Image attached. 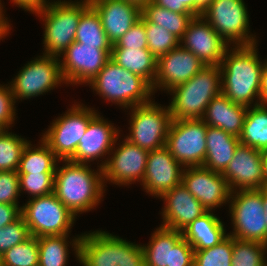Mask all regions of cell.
I'll return each instance as SVG.
<instances>
[{
	"label": "cell",
	"mask_w": 267,
	"mask_h": 266,
	"mask_svg": "<svg viewBox=\"0 0 267 266\" xmlns=\"http://www.w3.org/2000/svg\"><path fill=\"white\" fill-rule=\"evenodd\" d=\"M181 182L207 211L229 203L231 191L221 173L203 166L185 167Z\"/></svg>",
	"instance_id": "e0dca14e"
},
{
	"label": "cell",
	"mask_w": 267,
	"mask_h": 266,
	"mask_svg": "<svg viewBox=\"0 0 267 266\" xmlns=\"http://www.w3.org/2000/svg\"><path fill=\"white\" fill-rule=\"evenodd\" d=\"M224 225L213 211H207L183 229L182 235L194 250H202L217 245L228 235Z\"/></svg>",
	"instance_id": "4316f807"
},
{
	"label": "cell",
	"mask_w": 267,
	"mask_h": 266,
	"mask_svg": "<svg viewBox=\"0 0 267 266\" xmlns=\"http://www.w3.org/2000/svg\"><path fill=\"white\" fill-rule=\"evenodd\" d=\"M112 49H98L74 41L63 53L60 66L66 84H89L110 59Z\"/></svg>",
	"instance_id": "2e32d148"
},
{
	"label": "cell",
	"mask_w": 267,
	"mask_h": 266,
	"mask_svg": "<svg viewBox=\"0 0 267 266\" xmlns=\"http://www.w3.org/2000/svg\"><path fill=\"white\" fill-rule=\"evenodd\" d=\"M78 261L82 266H145L142 245L101 230L82 233Z\"/></svg>",
	"instance_id": "277c9868"
},
{
	"label": "cell",
	"mask_w": 267,
	"mask_h": 266,
	"mask_svg": "<svg viewBox=\"0 0 267 266\" xmlns=\"http://www.w3.org/2000/svg\"><path fill=\"white\" fill-rule=\"evenodd\" d=\"M19 184L17 171H0V203L19 205Z\"/></svg>",
	"instance_id": "60d3db41"
},
{
	"label": "cell",
	"mask_w": 267,
	"mask_h": 266,
	"mask_svg": "<svg viewBox=\"0 0 267 266\" xmlns=\"http://www.w3.org/2000/svg\"><path fill=\"white\" fill-rule=\"evenodd\" d=\"M180 45L206 66H219L230 47L202 16H195L190 21Z\"/></svg>",
	"instance_id": "ffe728a7"
},
{
	"label": "cell",
	"mask_w": 267,
	"mask_h": 266,
	"mask_svg": "<svg viewBox=\"0 0 267 266\" xmlns=\"http://www.w3.org/2000/svg\"><path fill=\"white\" fill-rule=\"evenodd\" d=\"M233 237L227 235L217 245L194 251V266H232Z\"/></svg>",
	"instance_id": "e575fe53"
},
{
	"label": "cell",
	"mask_w": 267,
	"mask_h": 266,
	"mask_svg": "<svg viewBox=\"0 0 267 266\" xmlns=\"http://www.w3.org/2000/svg\"><path fill=\"white\" fill-rule=\"evenodd\" d=\"M3 5H2V3H1V0H0V17H3L8 23H9V21H8V18L7 17H4V13H5V11H3Z\"/></svg>",
	"instance_id": "f5cc1de1"
},
{
	"label": "cell",
	"mask_w": 267,
	"mask_h": 266,
	"mask_svg": "<svg viewBox=\"0 0 267 266\" xmlns=\"http://www.w3.org/2000/svg\"><path fill=\"white\" fill-rule=\"evenodd\" d=\"M106 102H112L128 110L150 102L152 86L141 76L131 73L109 59L103 69L88 84Z\"/></svg>",
	"instance_id": "5b68a950"
},
{
	"label": "cell",
	"mask_w": 267,
	"mask_h": 266,
	"mask_svg": "<svg viewBox=\"0 0 267 266\" xmlns=\"http://www.w3.org/2000/svg\"><path fill=\"white\" fill-rule=\"evenodd\" d=\"M248 14L243 0H213L202 17L233 47L255 45L258 42L249 31Z\"/></svg>",
	"instance_id": "8fae6325"
},
{
	"label": "cell",
	"mask_w": 267,
	"mask_h": 266,
	"mask_svg": "<svg viewBox=\"0 0 267 266\" xmlns=\"http://www.w3.org/2000/svg\"><path fill=\"white\" fill-rule=\"evenodd\" d=\"M29 142L26 138L0 130V171H17L24 147Z\"/></svg>",
	"instance_id": "836d02e7"
},
{
	"label": "cell",
	"mask_w": 267,
	"mask_h": 266,
	"mask_svg": "<svg viewBox=\"0 0 267 266\" xmlns=\"http://www.w3.org/2000/svg\"><path fill=\"white\" fill-rule=\"evenodd\" d=\"M40 141L38 147L30 141L26 144L17 169L18 174L55 173L58 163L62 161L42 139Z\"/></svg>",
	"instance_id": "f546056e"
},
{
	"label": "cell",
	"mask_w": 267,
	"mask_h": 266,
	"mask_svg": "<svg viewBox=\"0 0 267 266\" xmlns=\"http://www.w3.org/2000/svg\"><path fill=\"white\" fill-rule=\"evenodd\" d=\"M15 100L8 84H0V130H9L16 116Z\"/></svg>",
	"instance_id": "7bdbcfd3"
},
{
	"label": "cell",
	"mask_w": 267,
	"mask_h": 266,
	"mask_svg": "<svg viewBox=\"0 0 267 266\" xmlns=\"http://www.w3.org/2000/svg\"><path fill=\"white\" fill-rule=\"evenodd\" d=\"M89 5V0H57L34 13L44 22V55L59 57L75 41L78 22Z\"/></svg>",
	"instance_id": "8992f818"
},
{
	"label": "cell",
	"mask_w": 267,
	"mask_h": 266,
	"mask_svg": "<svg viewBox=\"0 0 267 266\" xmlns=\"http://www.w3.org/2000/svg\"><path fill=\"white\" fill-rule=\"evenodd\" d=\"M82 235L68 240L69 235L37 237L39 247V266H66L69 258V244L79 260V243Z\"/></svg>",
	"instance_id": "f1b7e54d"
},
{
	"label": "cell",
	"mask_w": 267,
	"mask_h": 266,
	"mask_svg": "<svg viewBox=\"0 0 267 266\" xmlns=\"http://www.w3.org/2000/svg\"><path fill=\"white\" fill-rule=\"evenodd\" d=\"M11 25L3 18L0 17V40L9 34Z\"/></svg>",
	"instance_id": "c3c4849f"
},
{
	"label": "cell",
	"mask_w": 267,
	"mask_h": 266,
	"mask_svg": "<svg viewBox=\"0 0 267 266\" xmlns=\"http://www.w3.org/2000/svg\"><path fill=\"white\" fill-rule=\"evenodd\" d=\"M161 226L182 231L195 219L207 212L205 207L186 189L182 182L165 192Z\"/></svg>",
	"instance_id": "603a6c76"
},
{
	"label": "cell",
	"mask_w": 267,
	"mask_h": 266,
	"mask_svg": "<svg viewBox=\"0 0 267 266\" xmlns=\"http://www.w3.org/2000/svg\"><path fill=\"white\" fill-rule=\"evenodd\" d=\"M170 114L174 120L201 119L212 99L222 93L219 66L203 67L196 75L168 92Z\"/></svg>",
	"instance_id": "3957f363"
},
{
	"label": "cell",
	"mask_w": 267,
	"mask_h": 266,
	"mask_svg": "<svg viewBox=\"0 0 267 266\" xmlns=\"http://www.w3.org/2000/svg\"><path fill=\"white\" fill-rule=\"evenodd\" d=\"M261 159H262L265 179L267 181V150L261 151Z\"/></svg>",
	"instance_id": "f907efd6"
},
{
	"label": "cell",
	"mask_w": 267,
	"mask_h": 266,
	"mask_svg": "<svg viewBox=\"0 0 267 266\" xmlns=\"http://www.w3.org/2000/svg\"><path fill=\"white\" fill-rule=\"evenodd\" d=\"M157 6L178 13H192L195 15V0H153Z\"/></svg>",
	"instance_id": "ee69618b"
},
{
	"label": "cell",
	"mask_w": 267,
	"mask_h": 266,
	"mask_svg": "<svg viewBox=\"0 0 267 266\" xmlns=\"http://www.w3.org/2000/svg\"><path fill=\"white\" fill-rule=\"evenodd\" d=\"M20 193L25 191L30 198L54 193L55 173L18 174Z\"/></svg>",
	"instance_id": "f35d334b"
},
{
	"label": "cell",
	"mask_w": 267,
	"mask_h": 266,
	"mask_svg": "<svg viewBox=\"0 0 267 266\" xmlns=\"http://www.w3.org/2000/svg\"><path fill=\"white\" fill-rule=\"evenodd\" d=\"M126 1L135 3L136 5H138L142 8L144 5L152 2L153 0H126Z\"/></svg>",
	"instance_id": "816d5d0a"
},
{
	"label": "cell",
	"mask_w": 267,
	"mask_h": 266,
	"mask_svg": "<svg viewBox=\"0 0 267 266\" xmlns=\"http://www.w3.org/2000/svg\"><path fill=\"white\" fill-rule=\"evenodd\" d=\"M248 107L232 102L223 93L215 96L201 118L206 125L217 127L239 137Z\"/></svg>",
	"instance_id": "d4e9b609"
},
{
	"label": "cell",
	"mask_w": 267,
	"mask_h": 266,
	"mask_svg": "<svg viewBox=\"0 0 267 266\" xmlns=\"http://www.w3.org/2000/svg\"><path fill=\"white\" fill-rule=\"evenodd\" d=\"M257 45L229 47L219 65L222 93L232 102L247 107L260 105L264 62L258 56Z\"/></svg>",
	"instance_id": "6da1fadb"
},
{
	"label": "cell",
	"mask_w": 267,
	"mask_h": 266,
	"mask_svg": "<svg viewBox=\"0 0 267 266\" xmlns=\"http://www.w3.org/2000/svg\"><path fill=\"white\" fill-rule=\"evenodd\" d=\"M229 213L233 232L238 240L254 241L267 245V226L260 189H242L230 193Z\"/></svg>",
	"instance_id": "52a82bcc"
},
{
	"label": "cell",
	"mask_w": 267,
	"mask_h": 266,
	"mask_svg": "<svg viewBox=\"0 0 267 266\" xmlns=\"http://www.w3.org/2000/svg\"><path fill=\"white\" fill-rule=\"evenodd\" d=\"M20 205L0 203V228L17 220L21 214Z\"/></svg>",
	"instance_id": "f6af8a7d"
},
{
	"label": "cell",
	"mask_w": 267,
	"mask_h": 266,
	"mask_svg": "<svg viewBox=\"0 0 267 266\" xmlns=\"http://www.w3.org/2000/svg\"><path fill=\"white\" fill-rule=\"evenodd\" d=\"M239 141L259 151L267 150V105L248 107Z\"/></svg>",
	"instance_id": "4dcf8cb0"
},
{
	"label": "cell",
	"mask_w": 267,
	"mask_h": 266,
	"mask_svg": "<svg viewBox=\"0 0 267 266\" xmlns=\"http://www.w3.org/2000/svg\"><path fill=\"white\" fill-rule=\"evenodd\" d=\"M122 143V144H121ZM120 144L113 147L110 158H104L100 163L103 174V183L106 187L107 181L115 185L128 186L132 183H142L144 179L147 158L149 152L131 143L126 138Z\"/></svg>",
	"instance_id": "5bb4252c"
},
{
	"label": "cell",
	"mask_w": 267,
	"mask_h": 266,
	"mask_svg": "<svg viewBox=\"0 0 267 266\" xmlns=\"http://www.w3.org/2000/svg\"><path fill=\"white\" fill-rule=\"evenodd\" d=\"M142 245L145 266H194V248L182 231L160 225Z\"/></svg>",
	"instance_id": "9a60e30c"
},
{
	"label": "cell",
	"mask_w": 267,
	"mask_h": 266,
	"mask_svg": "<svg viewBox=\"0 0 267 266\" xmlns=\"http://www.w3.org/2000/svg\"><path fill=\"white\" fill-rule=\"evenodd\" d=\"M110 59L131 73L141 76L153 86L157 59L148 49L112 48Z\"/></svg>",
	"instance_id": "83f0119b"
},
{
	"label": "cell",
	"mask_w": 267,
	"mask_h": 266,
	"mask_svg": "<svg viewBox=\"0 0 267 266\" xmlns=\"http://www.w3.org/2000/svg\"><path fill=\"white\" fill-rule=\"evenodd\" d=\"M79 102L73 104L63 116L54 119L41 139L60 161H69L86 132L89 122L99 113Z\"/></svg>",
	"instance_id": "9c48e42d"
},
{
	"label": "cell",
	"mask_w": 267,
	"mask_h": 266,
	"mask_svg": "<svg viewBox=\"0 0 267 266\" xmlns=\"http://www.w3.org/2000/svg\"><path fill=\"white\" fill-rule=\"evenodd\" d=\"M141 15L150 23L164 27L181 40L188 24L195 17L192 13H178L150 2L141 8Z\"/></svg>",
	"instance_id": "1f68e13d"
},
{
	"label": "cell",
	"mask_w": 267,
	"mask_h": 266,
	"mask_svg": "<svg viewBox=\"0 0 267 266\" xmlns=\"http://www.w3.org/2000/svg\"><path fill=\"white\" fill-rule=\"evenodd\" d=\"M260 104L267 105V60L264 61V65L261 72Z\"/></svg>",
	"instance_id": "bcb514c9"
},
{
	"label": "cell",
	"mask_w": 267,
	"mask_h": 266,
	"mask_svg": "<svg viewBox=\"0 0 267 266\" xmlns=\"http://www.w3.org/2000/svg\"><path fill=\"white\" fill-rule=\"evenodd\" d=\"M205 65L191 51L181 45L157 59V73L152 86L168 93L176 86L185 83L196 75Z\"/></svg>",
	"instance_id": "ac0fdd59"
},
{
	"label": "cell",
	"mask_w": 267,
	"mask_h": 266,
	"mask_svg": "<svg viewBox=\"0 0 267 266\" xmlns=\"http://www.w3.org/2000/svg\"><path fill=\"white\" fill-rule=\"evenodd\" d=\"M21 214L35 237L69 235L77 218L54 193L29 198Z\"/></svg>",
	"instance_id": "ba28073f"
},
{
	"label": "cell",
	"mask_w": 267,
	"mask_h": 266,
	"mask_svg": "<svg viewBox=\"0 0 267 266\" xmlns=\"http://www.w3.org/2000/svg\"><path fill=\"white\" fill-rule=\"evenodd\" d=\"M261 198H262V203L265 211V222L267 226V186L261 188Z\"/></svg>",
	"instance_id": "681fc988"
},
{
	"label": "cell",
	"mask_w": 267,
	"mask_h": 266,
	"mask_svg": "<svg viewBox=\"0 0 267 266\" xmlns=\"http://www.w3.org/2000/svg\"><path fill=\"white\" fill-rule=\"evenodd\" d=\"M0 266H3L2 254H0Z\"/></svg>",
	"instance_id": "db71d44e"
},
{
	"label": "cell",
	"mask_w": 267,
	"mask_h": 266,
	"mask_svg": "<svg viewBox=\"0 0 267 266\" xmlns=\"http://www.w3.org/2000/svg\"><path fill=\"white\" fill-rule=\"evenodd\" d=\"M112 48H139L147 49V36L145 30V18L141 15L137 21Z\"/></svg>",
	"instance_id": "b9f144b4"
},
{
	"label": "cell",
	"mask_w": 267,
	"mask_h": 266,
	"mask_svg": "<svg viewBox=\"0 0 267 266\" xmlns=\"http://www.w3.org/2000/svg\"><path fill=\"white\" fill-rule=\"evenodd\" d=\"M266 253L267 245L263 243L233 237L232 266H263Z\"/></svg>",
	"instance_id": "d590c367"
},
{
	"label": "cell",
	"mask_w": 267,
	"mask_h": 266,
	"mask_svg": "<svg viewBox=\"0 0 267 266\" xmlns=\"http://www.w3.org/2000/svg\"><path fill=\"white\" fill-rule=\"evenodd\" d=\"M164 107L151 100L130 108V131L124 138L148 152L166 146L172 116L169 105Z\"/></svg>",
	"instance_id": "30bf717a"
},
{
	"label": "cell",
	"mask_w": 267,
	"mask_h": 266,
	"mask_svg": "<svg viewBox=\"0 0 267 266\" xmlns=\"http://www.w3.org/2000/svg\"><path fill=\"white\" fill-rule=\"evenodd\" d=\"M222 176L231 192L266 187L261 151L239 143Z\"/></svg>",
	"instance_id": "d6986e66"
},
{
	"label": "cell",
	"mask_w": 267,
	"mask_h": 266,
	"mask_svg": "<svg viewBox=\"0 0 267 266\" xmlns=\"http://www.w3.org/2000/svg\"><path fill=\"white\" fill-rule=\"evenodd\" d=\"M108 40L115 44L141 18V7L126 0H89Z\"/></svg>",
	"instance_id": "cb8c5ba5"
},
{
	"label": "cell",
	"mask_w": 267,
	"mask_h": 266,
	"mask_svg": "<svg viewBox=\"0 0 267 266\" xmlns=\"http://www.w3.org/2000/svg\"><path fill=\"white\" fill-rule=\"evenodd\" d=\"M120 131L113 123L105 120L98 113L90 122L81 138L74 156L69 160L77 164H90L98 158L109 155Z\"/></svg>",
	"instance_id": "7402d4cb"
},
{
	"label": "cell",
	"mask_w": 267,
	"mask_h": 266,
	"mask_svg": "<svg viewBox=\"0 0 267 266\" xmlns=\"http://www.w3.org/2000/svg\"><path fill=\"white\" fill-rule=\"evenodd\" d=\"M183 169L166 146L150 151L140 185L145 192L159 198L181 183Z\"/></svg>",
	"instance_id": "44dd1931"
},
{
	"label": "cell",
	"mask_w": 267,
	"mask_h": 266,
	"mask_svg": "<svg viewBox=\"0 0 267 266\" xmlns=\"http://www.w3.org/2000/svg\"><path fill=\"white\" fill-rule=\"evenodd\" d=\"M10 82L15 103L16 100H24L66 84L61 73L60 58L50 55L35 57L17 73Z\"/></svg>",
	"instance_id": "7c38bea8"
},
{
	"label": "cell",
	"mask_w": 267,
	"mask_h": 266,
	"mask_svg": "<svg viewBox=\"0 0 267 266\" xmlns=\"http://www.w3.org/2000/svg\"><path fill=\"white\" fill-rule=\"evenodd\" d=\"M3 266H35L39 264L38 239L31 236L26 241L8 249L3 255Z\"/></svg>",
	"instance_id": "8d00e7d4"
},
{
	"label": "cell",
	"mask_w": 267,
	"mask_h": 266,
	"mask_svg": "<svg viewBox=\"0 0 267 266\" xmlns=\"http://www.w3.org/2000/svg\"><path fill=\"white\" fill-rule=\"evenodd\" d=\"M213 0H195V16H202Z\"/></svg>",
	"instance_id": "7dc6e473"
},
{
	"label": "cell",
	"mask_w": 267,
	"mask_h": 266,
	"mask_svg": "<svg viewBox=\"0 0 267 266\" xmlns=\"http://www.w3.org/2000/svg\"><path fill=\"white\" fill-rule=\"evenodd\" d=\"M75 41L81 45L95 46L98 49H112V43L101 24L97 11L89 5L78 22Z\"/></svg>",
	"instance_id": "d6a6232c"
},
{
	"label": "cell",
	"mask_w": 267,
	"mask_h": 266,
	"mask_svg": "<svg viewBox=\"0 0 267 266\" xmlns=\"http://www.w3.org/2000/svg\"><path fill=\"white\" fill-rule=\"evenodd\" d=\"M206 143L203 167L222 174L235 154L239 137L207 125Z\"/></svg>",
	"instance_id": "484cf974"
},
{
	"label": "cell",
	"mask_w": 267,
	"mask_h": 266,
	"mask_svg": "<svg viewBox=\"0 0 267 266\" xmlns=\"http://www.w3.org/2000/svg\"><path fill=\"white\" fill-rule=\"evenodd\" d=\"M145 30L147 36V49L156 59L166 55L172 49L180 45V40L164 27L152 24L145 19Z\"/></svg>",
	"instance_id": "74e56055"
},
{
	"label": "cell",
	"mask_w": 267,
	"mask_h": 266,
	"mask_svg": "<svg viewBox=\"0 0 267 266\" xmlns=\"http://www.w3.org/2000/svg\"><path fill=\"white\" fill-rule=\"evenodd\" d=\"M31 237L28 226L21 215L14 222L0 228V254Z\"/></svg>",
	"instance_id": "ab89813d"
},
{
	"label": "cell",
	"mask_w": 267,
	"mask_h": 266,
	"mask_svg": "<svg viewBox=\"0 0 267 266\" xmlns=\"http://www.w3.org/2000/svg\"><path fill=\"white\" fill-rule=\"evenodd\" d=\"M54 175V194L74 214L88 212L102 201L105 186L102 169H91V164L63 161ZM96 171V172H95Z\"/></svg>",
	"instance_id": "7a4b0ae2"
},
{
	"label": "cell",
	"mask_w": 267,
	"mask_h": 266,
	"mask_svg": "<svg viewBox=\"0 0 267 266\" xmlns=\"http://www.w3.org/2000/svg\"><path fill=\"white\" fill-rule=\"evenodd\" d=\"M207 125L202 119H172L166 147L184 168L203 166L205 161Z\"/></svg>",
	"instance_id": "4fadbf2b"
}]
</instances>
